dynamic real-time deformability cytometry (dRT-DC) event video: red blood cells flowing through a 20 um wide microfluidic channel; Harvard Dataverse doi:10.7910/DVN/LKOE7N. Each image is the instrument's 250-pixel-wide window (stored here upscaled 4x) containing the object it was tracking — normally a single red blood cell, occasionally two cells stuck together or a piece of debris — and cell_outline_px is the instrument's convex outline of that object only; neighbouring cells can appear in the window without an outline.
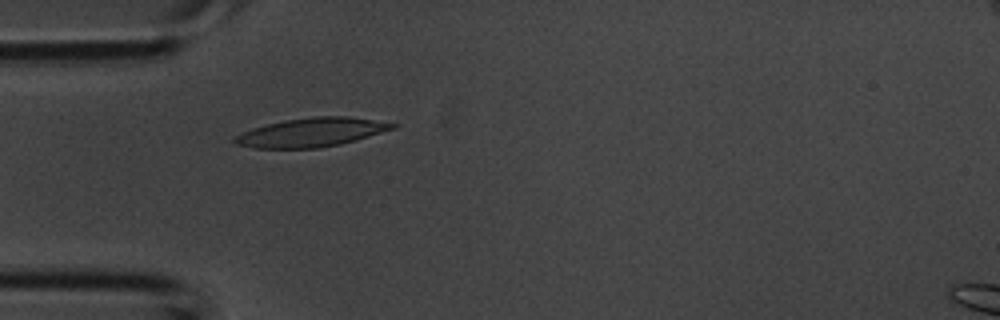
{"species": "common noctule bat (a hibernating species)", "species_latin": "Nyctalus noctula", "temperature_condition": "room temperature", "stored_images_in_passage": 38, "camera_frame_rate_fps": 3000, "um_per_image_px": 0.085, "animal": {"sex": "male", "body_mass_g": 20.1, "forearm_length_mm": 53.5}, "frame": {"image": 1, "passage_image": 11, "time_ms": 3.333, "image_size_px": [1000, 320], "cell_outline_px": [[396, 128], [356, 140], [340, 144], [316, 148], [252, 148], [236, 144], [232, 140], [232, 136], [252, 128], [284, 120], [312, 116], [348, 116], [396, 124]], "centroid_in_image_um": [26.41, 11.25], "position_along_channel_um": 58.6, "area_um2": 26.47}}
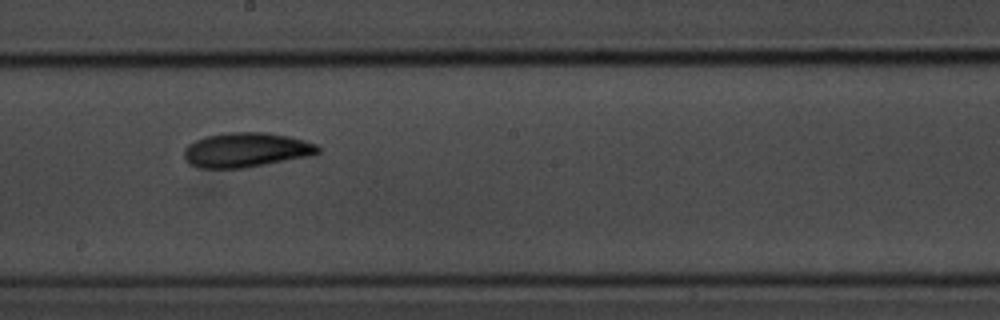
{"frame": {"image": 2, "passage_image": 21, "time_ms": 6.667, "image_size_px": [1000, 320], "cell_outline_px": [[320, 152], [312, 156], [244, 168], [200, 168], [188, 164], [184, 160], [184, 148], [188, 144], [204, 136], [228, 132], [264, 132], [288, 136], [304, 140], [316, 144], [320, 148]], "centroid_in_image_um": [20.91, 12.75], "position_along_channel_um": 227.3, "area_um2": 27.28}}
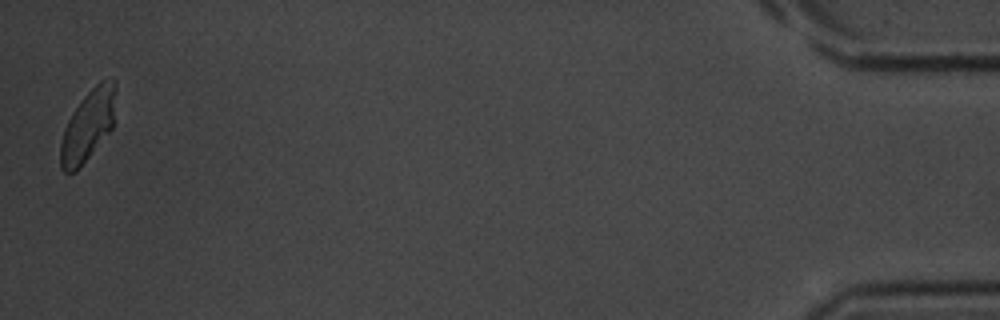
{"frame": {"image": 3, "passage_image": 38, "time_ms": 12.333, "image_size_px": [1000, 320], "cell_outline_px": [[116, 88], [112, 128], [76, 172], [64, 172], [60, 168], [60, 144], [64, 128], [72, 112], [80, 100], [100, 80], [108, 76], [112, 76], [116, 80]], "centroid_in_image_um": [7.48, 10.62], "position_along_channel_um": 427.7, "area_um2": 23.0}}